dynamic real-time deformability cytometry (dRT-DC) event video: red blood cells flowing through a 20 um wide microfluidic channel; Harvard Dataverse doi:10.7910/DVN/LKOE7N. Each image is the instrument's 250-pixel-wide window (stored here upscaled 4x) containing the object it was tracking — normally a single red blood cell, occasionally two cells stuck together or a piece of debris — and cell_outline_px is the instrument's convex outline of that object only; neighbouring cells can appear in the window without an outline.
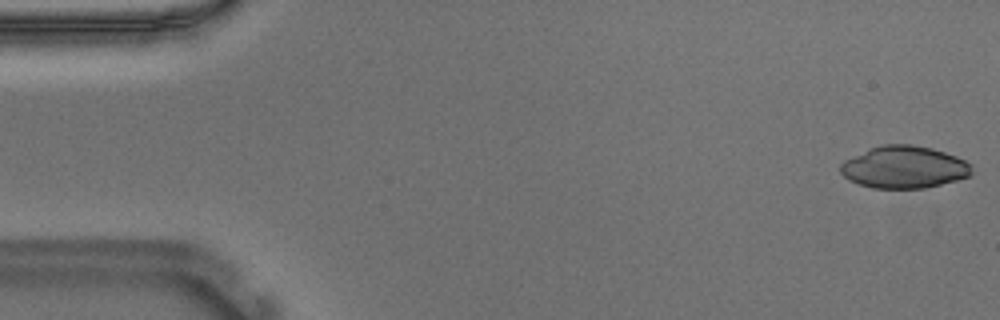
{"species": "Egyptian fruit bat (a non-hibernating species)", "species_latin": "Rousettus aegyptiacus", "temperature_condition": "warm", "stored_images_in_passage": 23, "camera_frame_rate_fps": 3000, "um_per_image_px": 0.085, "animal": {"sex": "male"}, "frame": {"image": 1, "passage_image": 1, "time_ms": 0.0, "image_size_px": [1000, 320], "cell_outline_px": [[972, 176], [924, 188], [872, 188], [848, 180], [840, 172], [840, 164], [844, 160], [872, 148], [884, 144], [912, 144], [932, 148], [956, 156], [972, 164]], "centroid_in_image_um": [76.87, 14.21], "position_along_channel_um": 8.1, "area_um2": 32.25}}
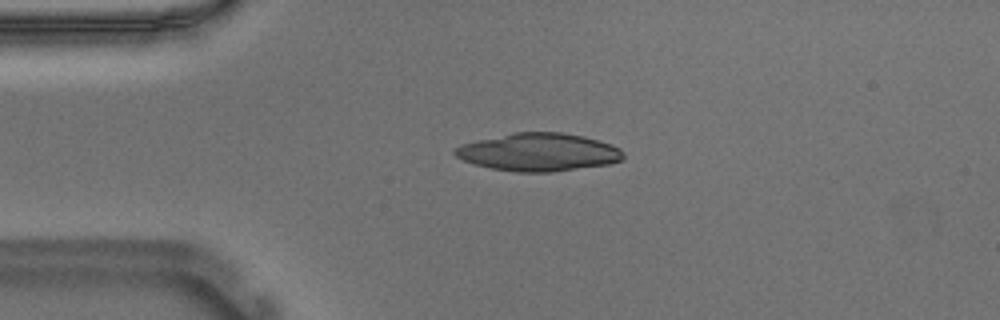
{"frame": {"image": 2, "passage_image": 12, "time_ms": 3.667, "image_size_px": [1000, 320], "cell_outline_px": [[624, 156], [620, 160], [608, 164], [552, 172], [516, 172], [492, 168], [476, 164], [464, 160], [456, 156], [452, 152], [460, 144], [516, 132], [560, 132], [584, 136], [612, 144], [620, 148], [624, 152]], "centroid_in_image_um": [45.81, 12.93], "position_along_channel_um": 39.2, "area_um2": 36.93}}